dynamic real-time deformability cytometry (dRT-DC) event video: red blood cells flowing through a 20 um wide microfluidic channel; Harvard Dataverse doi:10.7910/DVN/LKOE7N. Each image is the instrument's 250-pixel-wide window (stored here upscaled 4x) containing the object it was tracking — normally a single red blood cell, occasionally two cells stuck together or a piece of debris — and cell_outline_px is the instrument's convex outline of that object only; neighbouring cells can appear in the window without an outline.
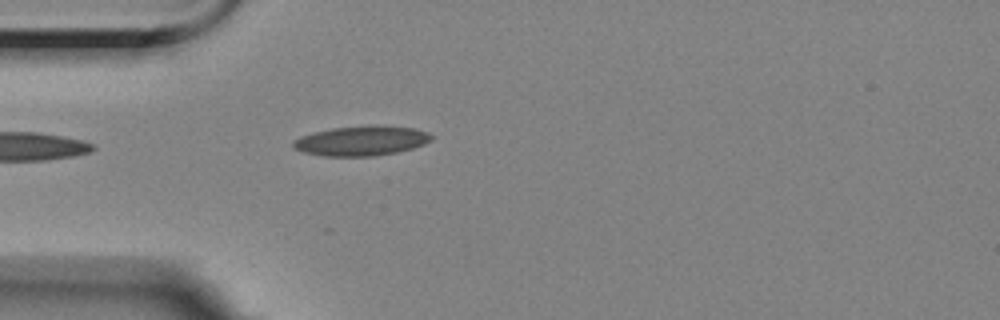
{"species": "Egyptian fruit bat (a non-hibernating species)", "species_latin": "Rousettus aegyptiacus", "temperature_condition": "room temperature", "stored_images_in_passage": 5, "camera_frame_rate_fps": 3000, "um_per_image_px": 0.085, "animal": {"sex": "female"}, "frame": {"image": 1, "passage_image": 5, "time_ms": 4.667, "image_size_px": [1000, 320], "cell_outline_px": [[436, 136], [432, 140], [424, 144], [412, 148], [396, 152], [376, 156], [324, 156], [304, 152], [292, 148], [292, 140], [300, 136], [332, 128], [376, 124], [416, 128], [428, 132]], "centroid_in_image_um": [30.75, 11.95], "position_along_channel_um": 54.2, "area_um2": 24.33}}